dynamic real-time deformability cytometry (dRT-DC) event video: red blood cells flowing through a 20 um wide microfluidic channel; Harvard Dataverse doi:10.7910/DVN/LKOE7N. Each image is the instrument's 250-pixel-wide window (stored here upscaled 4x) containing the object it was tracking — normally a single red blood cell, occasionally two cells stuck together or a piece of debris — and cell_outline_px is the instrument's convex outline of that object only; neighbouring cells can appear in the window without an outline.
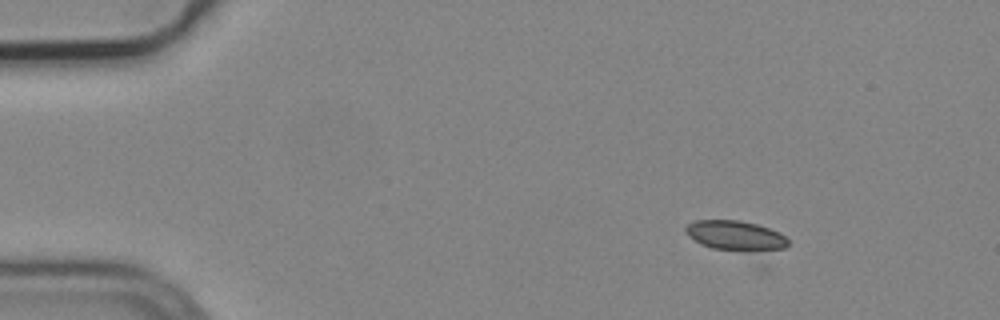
{"species": "common noctule bat (a hibernating species)", "species_latin": "Nyctalus noctula", "temperature_condition": "cold", "stored_images_in_passage": 4, "camera_frame_rate_fps": 3000, "um_per_image_px": 0.085, "animal": {"sex": "male", "body_mass_g": 19.2, "forearm_length_mm": 51.8}, "frame": {"image": 1, "passage_image": 2, "time_ms": 0.333, "image_size_px": [1000, 320], "cell_outline_px": [[788, 244], [768, 268], [764, 272], [700, 244], [688, 236], [684, 232], [684, 228], [688, 224], [696, 220], [740, 220], [756, 224], [780, 232], [788, 240]], "centroid_in_image_um": [62.85, 20.46], "position_along_channel_um": 22.1, "area_um2": 23.52}}